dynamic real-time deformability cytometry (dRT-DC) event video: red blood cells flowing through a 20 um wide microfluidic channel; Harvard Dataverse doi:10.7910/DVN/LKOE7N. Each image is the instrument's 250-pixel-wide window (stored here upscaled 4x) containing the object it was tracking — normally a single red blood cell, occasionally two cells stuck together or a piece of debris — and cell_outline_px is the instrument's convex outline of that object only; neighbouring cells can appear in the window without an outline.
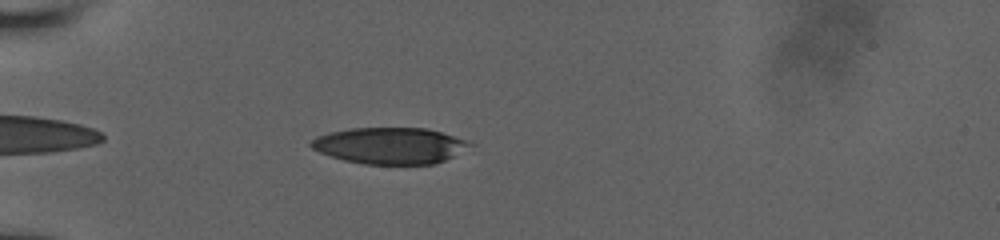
{"species": "human", "species_latin": "Homo sapiens", "temperature_condition": "room temperature", "stored_images_in_passage": 20, "camera_frame_rate_fps": 3000, "um_per_image_px": 0.085, "donor": {"sex": "male"}, "frame": {"image": 1, "passage_image": 4, "time_ms": 1.0, "image_size_px": [1000, 240], "cell_outline_px": [[472, 144], [452, 156], [444, 160], [432, 164], [364, 164], [344, 160], [320, 152], [312, 148], [308, 144], [316, 136], [332, 132], [352, 128], [428, 128], [464, 140]], "centroid_in_image_um": [33.08, 12.38], "position_along_channel_um": 51.9, "area_um2": 33.06}}
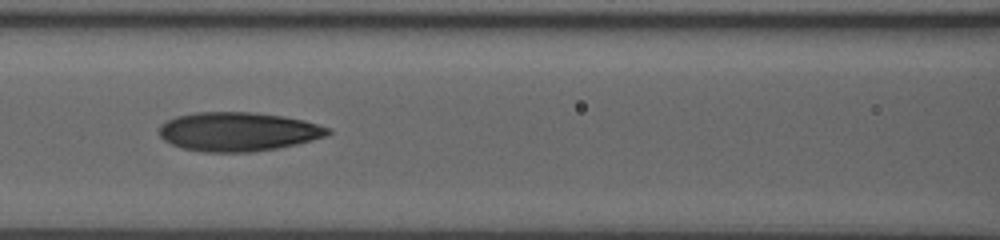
{"frame": {"image": 2, "passage_image": 15, "time_ms": 4.0, "image_size_px": [1000, 240], "cell_outline_px": [[332, 132], [328, 136], [296, 144], [276, 148], [252, 152], [204, 152], [180, 148], [164, 140], [160, 136], [160, 124], [176, 116], [192, 112], [252, 112], [284, 116], [304, 120], [332, 128]], "centroid_in_image_um": [20.26, 11.19], "position_along_channel_um": 146.3, "area_um2": 38.61}}
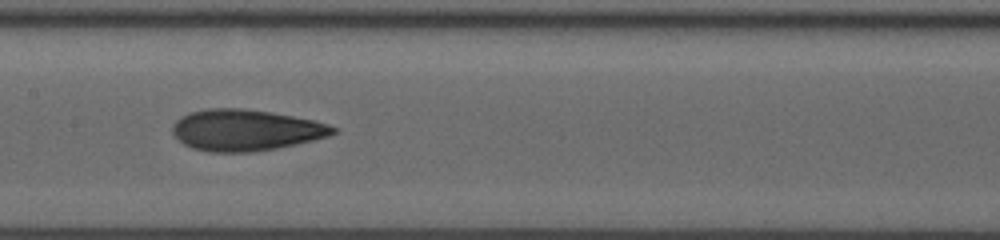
{"frame": {"image": 3, "passage_image": 19, "time_ms": 5.0, "image_size_px": [1000, 240], "cell_outline_px": [[340, 128], [336, 132], [328, 136], [296, 144], [276, 148], [252, 152], [208, 152], [192, 148], [184, 144], [172, 132], [172, 124], [180, 116], [188, 112], [208, 108], [244, 108], [292, 116], [312, 120], [328, 124]], "centroid_in_image_um": [20.85, 11.06], "position_along_channel_um": 186.5, "area_um2": 38.61}}